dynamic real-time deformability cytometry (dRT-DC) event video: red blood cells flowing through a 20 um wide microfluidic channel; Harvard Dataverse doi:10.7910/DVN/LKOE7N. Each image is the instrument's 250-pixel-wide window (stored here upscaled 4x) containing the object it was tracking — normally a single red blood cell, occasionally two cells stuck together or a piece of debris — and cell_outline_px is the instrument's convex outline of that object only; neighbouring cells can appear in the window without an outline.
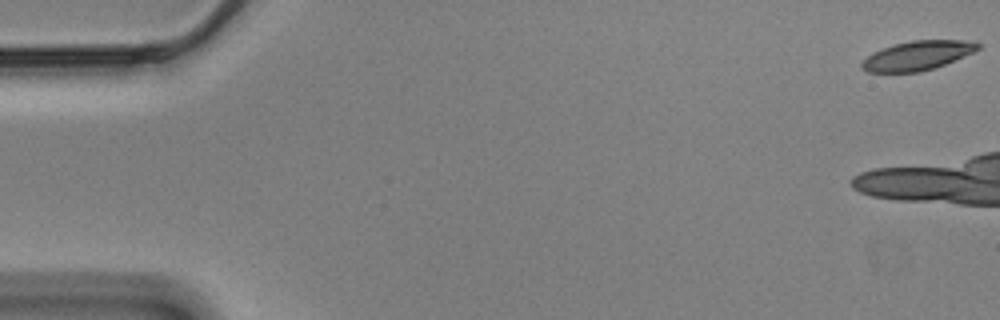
{"species": "Egyptian fruit bat (a non-hibernating species)", "species_latin": "Rousettus aegyptiacus", "temperature_condition": "cold", "stored_images_in_passage": 8, "camera_frame_rate_fps": 3000, "um_per_image_px": 0.085, "animal": {"sex": "male"}, "frame": {"image": 1, "passage_image": 1, "time_ms": 0.0, "image_size_px": [1000, 320], "cell_outline_px": [[980, 48], [972, 52], [944, 64], [920, 72], [868, 72], [860, 68], [860, 64], [872, 52], [892, 44], [912, 40], [960, 40], [980, 44]], "centroid_in_image_um": [77.91, 4.72], "position_along_channel_um": 7.1, "area_um2": 19.54}}